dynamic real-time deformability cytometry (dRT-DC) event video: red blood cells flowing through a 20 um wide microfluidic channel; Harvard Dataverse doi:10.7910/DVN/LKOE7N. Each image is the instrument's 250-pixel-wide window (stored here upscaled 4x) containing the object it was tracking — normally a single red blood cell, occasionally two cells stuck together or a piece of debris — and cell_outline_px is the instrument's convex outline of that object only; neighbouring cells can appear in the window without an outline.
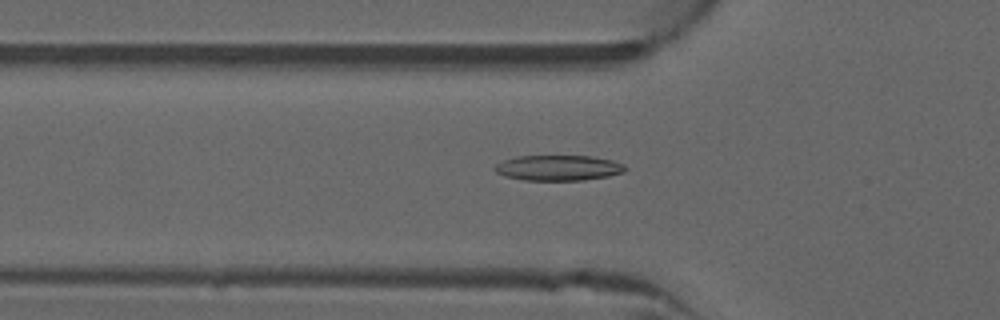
{"species": "common noctule bat (a hibernating species)", "species_latin": "Nyctalus noctula", "temperature_condition": "warm", "stored_images_in_passage": 51, "camera_frame_rate_fps": 3000, "um_per_image_px": 0.085, "animal": {"sex": "male", "forearm_length_mm": 52.5}, "frame": {"image": 1, "passage_image": 17, "time_ms": 5.333, "image_size_px": [1000, 320], "cell_outline_px": [[628, 168], [624, 172], [608, 176], [584, 180], [524, 180], [504, 176], [496, 172], [492, 168], [496, 164], [504, 160], [516, 156], [592, 156], [612, 160], [624, 164]], "centroid_in_image_um": [47.46, 14.27], "position_along_channel_um": 78.3, "area_um2": 19.42}}
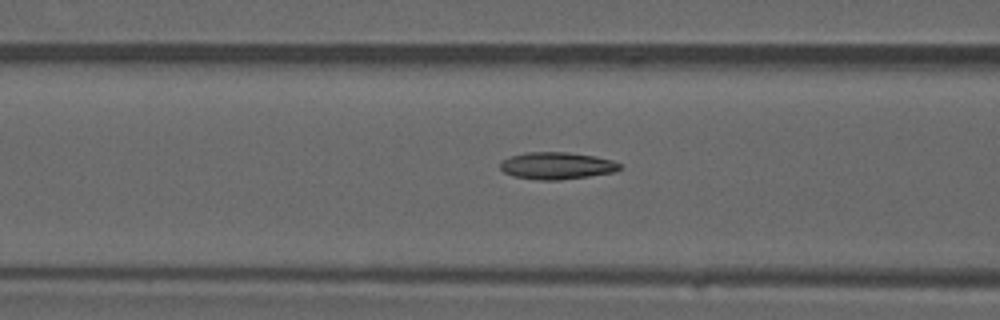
{"frame": {"image": 2, "passage_image": 20, "time_ms": 6.333, "image_size_px": [1000, 320], "cell_outline_px": [[620, 168], [612, 172], [588, 176], [560, 180], [540, 180], [512, 176], [504, 172], [500, 168], [500, 160], [524, 152], [568, 152], [596, 156], [612, 160], [620, 164]], "centroid_in_image_um": [47.28, 14.08], "position_along_channel_um": 119.3, "area_um2": 18.84}}
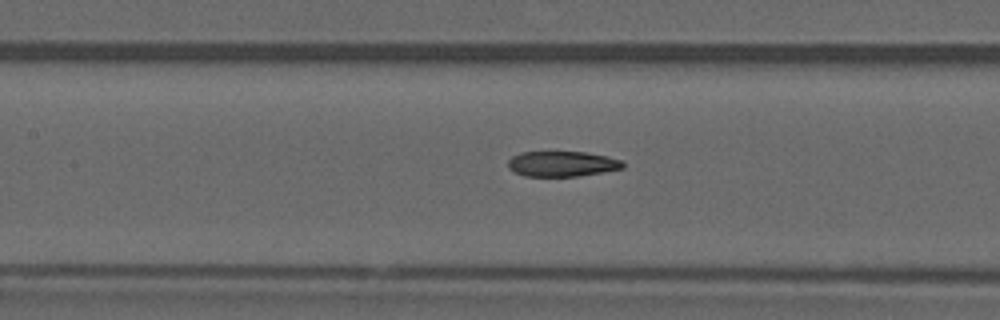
{"frame": {"image": 3, "passage_image": 23, "time_ms": 7.333, "image_size_px": [1000, 320], "cell_outline_px": [[624, 168], [580, 176], [524, 176], [512, 172], [508, 168], [508, 160], [512, 156], [520, 152], [584, 152], [608, 156], [620, 160], [624, 164]], "centroid_in_image_um": [47.74, 13.93], "position_along_channel_um": 159.7, "area_um2": 17.05}, "authors_computed_cell_mechanics": {"area_um2": 18.1492, "velocity_mm_per_s": 4.0228, "shape_relaxation_time_tau1_ms": null, "shape_relaxation_time_tau2_ms": 3.2285, "deformation_change_tau1": null, "deformation_change_tau2": 0.1152}}